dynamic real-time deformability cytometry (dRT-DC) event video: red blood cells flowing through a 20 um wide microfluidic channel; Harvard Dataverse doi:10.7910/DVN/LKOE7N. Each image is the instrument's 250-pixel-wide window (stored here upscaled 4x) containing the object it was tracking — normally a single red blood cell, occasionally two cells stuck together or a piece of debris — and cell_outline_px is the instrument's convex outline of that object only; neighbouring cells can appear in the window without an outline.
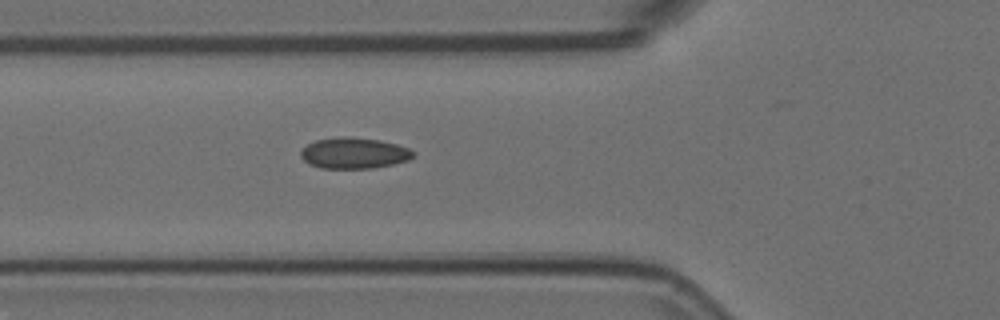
{"species": "Egyptian fruit bat (a non-hibernating species)", "species_latin": "Rousettus aegyptiacus", "temperature_condition": "room temperature", "stored_images_in_passage": 4, "camera_frame_rate_fps": 3000, "um_per_image_px": 0.085, "animal": {"sex": "female"}, "frame": {"image": 1, "passage_image": 4, "time_ms": 1.0, "image_size_px": [1000, 320], "cell_outline_px": [[416, 156], [408, 160], [392, 164], [372, 168], [320, 168], [304, 160], [300, 156], [300, 152], [308, 144], [316, 140], [340, 136], [348, 136], [380, 140], [396, 144], [408, 148], [416, 152]], "centroid_in_image_um": [30.12, 13.0], "position_along_channel_um": 95.7, "area_um2": 20.29}}